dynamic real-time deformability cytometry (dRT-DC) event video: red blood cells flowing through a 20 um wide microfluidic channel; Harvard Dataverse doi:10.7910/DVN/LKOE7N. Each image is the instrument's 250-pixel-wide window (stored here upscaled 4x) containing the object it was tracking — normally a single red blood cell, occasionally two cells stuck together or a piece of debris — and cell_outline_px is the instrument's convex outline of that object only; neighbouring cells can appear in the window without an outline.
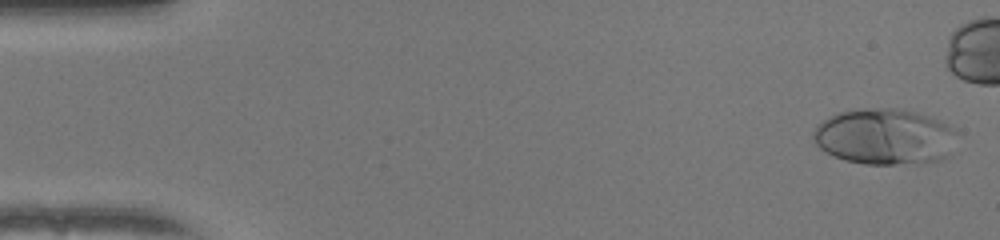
{"species": "human", "species_latin": "Homo sapiens", "temperature_condition": "warm", "stored_images_in_passage": 45, "camera_frame_rate_fps": 3000, "um_per_image_px": 0.085, "donor": {"sex": "female"}, "frame": {"image": 1, "passage_image": 2, "time_ms": 0.333, "image_size_px": [1000, 240], "cell_outline_px": [[956, 132], [944, 156], [940, 160], [916, 164], [864, 164], [844, 160], [820, 148], [816, 144], [812, 136], [812, 132], [816, 124], [836, 112], [864, 108], [896, 108], [916, 112], [940, 120]], "centroid_in_image_um": [75.1, 11.6], "position_along_channel_um": 9.9, "area_um2": 46.59}}
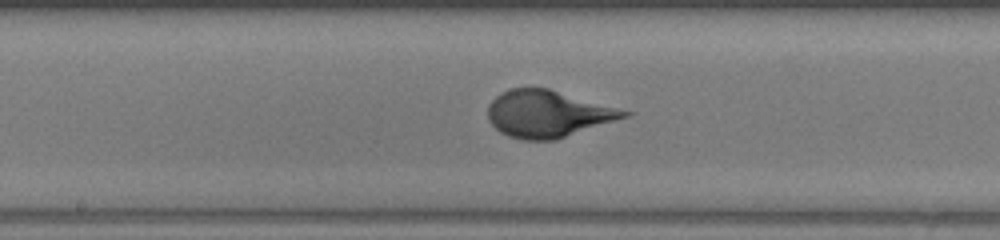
{"frame": {"image": 2, "passage_image": 27, "time_ms": 8.667, "image_size_px": [1000, 240], "cell_outline_px": [[632, 112], [628, 116], [556, 140], [524, 140], [508, 136], [500, 132], [488, 120], [488, 104], [500, 92], [512, 88], [548, 88]], "centroid_in_image_um": [46.52, 9.68], "position_along_channel_um": 201.7, "area_um2": 36.99}}
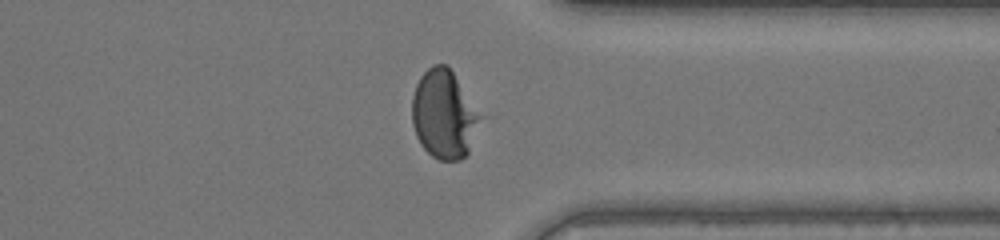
{"frame": {"image": 3, "passage_image": 40, "time_ms": 13.0, "image_size_px": [1000, 240], "cell_outline_px": [[484, 116], [468, 156], [460, 160], [440, 160], [432, 156], [420, 144], [416, 136], [412, 124], [412, 96], [416, 84], [420, 76], [432, 64], [448, 64]], "centroid_in_image_um": [37.78, 9.72], "position_along_channel_um": 373.6, "area_um2": 36.13}}